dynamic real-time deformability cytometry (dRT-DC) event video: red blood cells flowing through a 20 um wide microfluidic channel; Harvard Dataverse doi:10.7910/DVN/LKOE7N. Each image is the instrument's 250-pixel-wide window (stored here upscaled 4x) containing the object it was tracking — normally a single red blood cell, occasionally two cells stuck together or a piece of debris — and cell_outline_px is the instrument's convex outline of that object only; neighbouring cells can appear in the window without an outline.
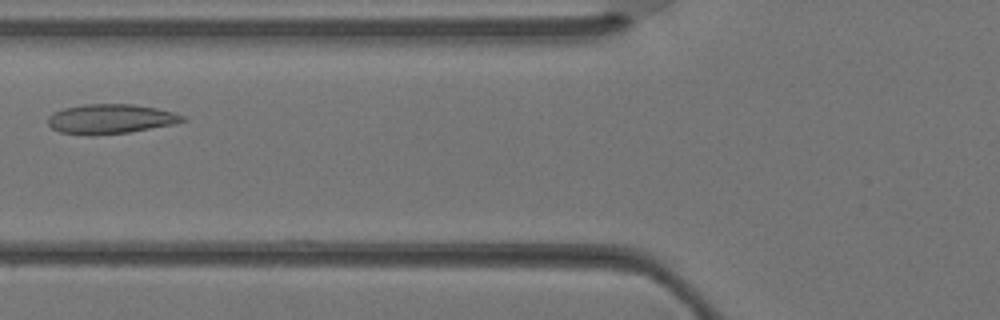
{"species": "Egyptian fruit bat (a non-hibernating species)", "species_latin": "Rousettus aegyptiacus", "temperature_condition": "warm", "stored_images_in_passage": 3, "camera_frame_rate_fps": 3000, "um_per_image_px": 0.085, "animal": {"sex": "female"}, "frame": {"image": 1, "passage_image": 3, "time_ms": 0.667, "image_size_px": [1000, 320], "cell_outline_px": [[188, 120], [176, 124], [128, 132], [96, 136], [88, 136], [60, 132], [52, 128], [48, 124], [48, 116], [52, 112], [64, 108], [84, 104], [132, 104], [156, 108], [172, 112], [184, 116]], "centroid_in_image_um": [9.38, 10.12], "position_along_channel_um": 116.4, "area_um2": 23.47}}